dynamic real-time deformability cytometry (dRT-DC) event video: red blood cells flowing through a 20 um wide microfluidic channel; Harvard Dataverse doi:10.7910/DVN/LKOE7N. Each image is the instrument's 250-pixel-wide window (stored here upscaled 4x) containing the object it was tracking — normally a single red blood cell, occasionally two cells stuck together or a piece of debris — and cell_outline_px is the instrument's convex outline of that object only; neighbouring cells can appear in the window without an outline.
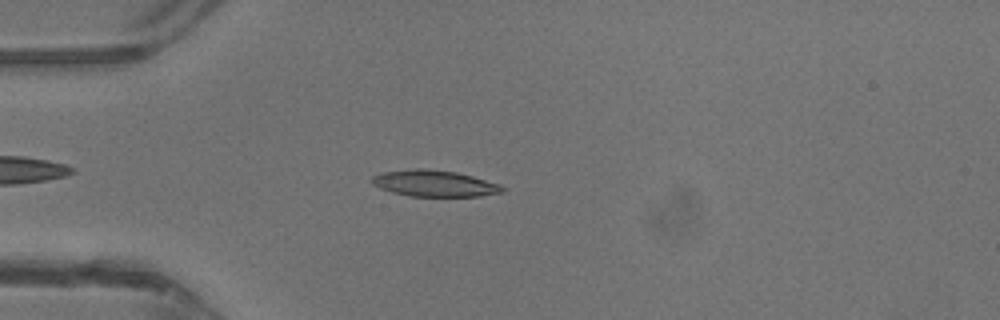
{"species": "common noctule bat (a hibernating species)", "species_latin": "Nyctalus noctula", "temperature_condition": "warm", "stored_images_in_passage": 26, "camera_frame_rate_fps": 3000, "um_per_image_px": 0.085, "animal": {"sex": "male", "body_mass_g": 13.3}, "frame": {"image": 1, "passage_image": 6, "time_ms": 1.667, "image_size_px": [1000, 320], "cell_outline_px": [[508, 188], [504, 192], [480, 196], [408, 196], [392, 192], [380, 188], [372, 184], [372, 176], [380, 172], [416, 168], [428, 168], [456, 172], [472, 176], [500, 184]], "centroid_in_image_um": [36.94, 15.58], "position_along_channel_um": 48.1, "area_um2": 20.23}}
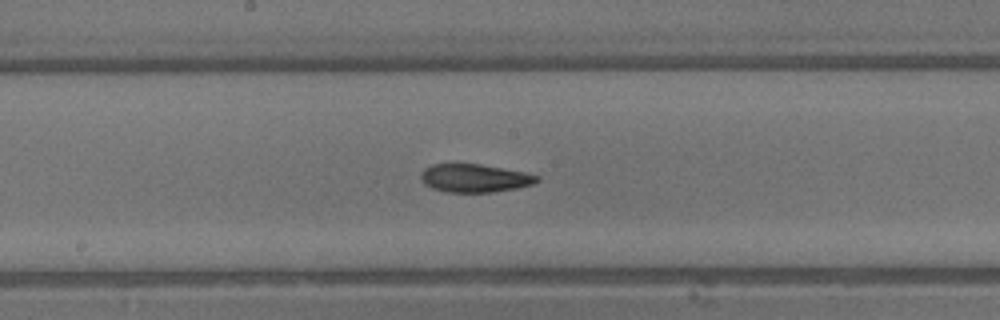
{"frame": {"image": 2, "passage_image": 17, "time_ms": 5.333, "image_size_px": [1000, 320], "cell_outline_px": [[540, 180], [532, 184], [520, 188], [492, 192], [448, 192], [432, 188], [424, 184], [420, 180], [420, 172], [424, 168], [432, 164], [456, 160], [480, 164], [524, 172], [540, 176]], "centroid_in_image_um": [40.28, 15.1], "position_along_channel_um": 207.9, "area_um2": 19.88}}
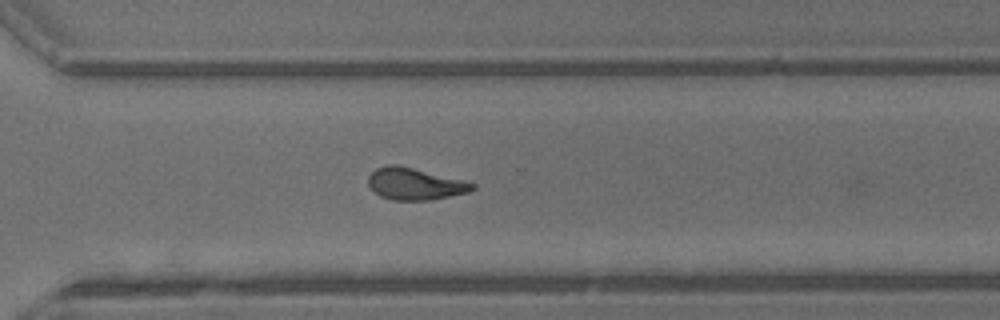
{"frame": {"image": 3, "passage_image": 25, "time_ms": 8.0, "image_size_px": [1000, 320], "cell_outline_px": [[476, 188], [468, 192], [428, 200], [392, 200], [380, 196], [368, 184], [368, 176], [376, 168], [388, 164], [396, 164], [464, 180], [476, 184]], "centroid_in_image_um": [35.26, 15.62], "position_along_channel_um": 335.3, "area_um2": 19.19}}